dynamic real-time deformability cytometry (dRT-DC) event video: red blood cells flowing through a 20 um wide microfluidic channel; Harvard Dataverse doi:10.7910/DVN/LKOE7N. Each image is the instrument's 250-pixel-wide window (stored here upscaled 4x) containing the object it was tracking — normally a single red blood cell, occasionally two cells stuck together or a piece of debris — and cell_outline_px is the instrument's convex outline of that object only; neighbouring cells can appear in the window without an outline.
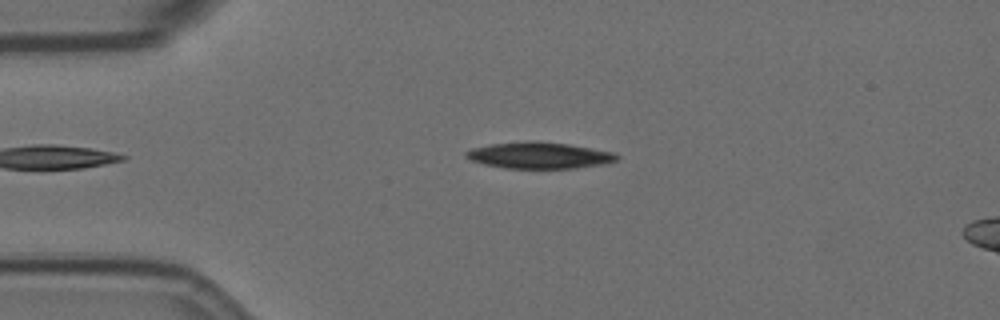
{"species": "Egyptian fruit bat (a non-hibernating species)", "species_latin": "Rousettus aegyptiacus", "temperature_condition": "room temperature", "stored_images_in_passage": 52, "camera_frame_rate_fps": 3000, "um_per_image_px": 0.085, "animal": {"sex": "female"}, "frame": {"image": 1, "passage_image": 8, "time_ms": 2.333, "image_size_px": [1000, 320], "cell_outline_px": [[620, 156], [616, 160], [604, 164], [576, 168], [504, 168], [484, 164], [472, 160], [464, 156], [464, 152], [472, 148], [492, 144], [524, 140], [536, 140], [568, 144], [616, 152]], "centroid_in_image_um": [45.85, 13.19], "position_along_channel_um": 39.2, "area_um2": 23.41}}
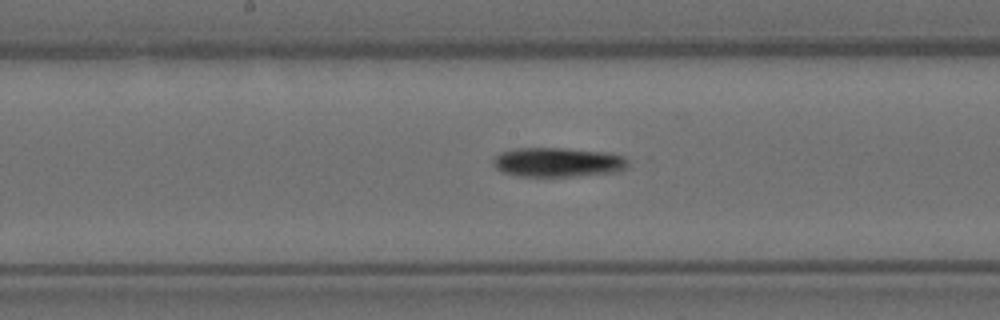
{"frame": {"image": 2, "passage_image": 24, "time_ms": 7.667, "image_size_px": [1000, 320], "cell_outline_px": [[628, 168], [620, 172], [572, 176], [516, 176], [500, 172], [496, 168], [492, 160], [500, 152], [516, 148], [564, 148], [608, 152], [624, 156], [628, 160]], "centroid_in_image_um": [47.44, 13.79], "position_along_channel_um": 200.8, "area_um2": 23.41}}
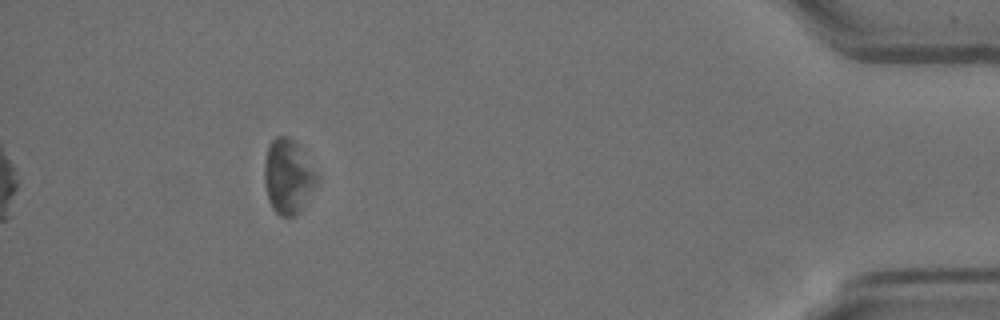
{"frame": {"image": 3, "passage_image": 47, "time_ms": 15.333, "image_size_px": [1000, 320], "cell_outline_px": [[320, 180], [300, 212], [296, 216], [280, 216], [272, 208], [268, 200], [264, 184], [264, 160], [268, 144], [276, 136], [288, 136], [296, 140], [320, 176]], "centroid_in_image_um": [24.51, 14.98], "position_along_channel_um": 410.7, "area_um2": 23.52}, "authors_computed_cell_mechanics": {"area_um2": 23.12, "velocity_mm_per_s": 3.5364, "shape_relaxation_time_tau1_ms": 5.2067, "shape_relaxation_time_tau2_ms": null, "deformation_change_tau1": 0.0904, "deformation_change_tau2": null}}